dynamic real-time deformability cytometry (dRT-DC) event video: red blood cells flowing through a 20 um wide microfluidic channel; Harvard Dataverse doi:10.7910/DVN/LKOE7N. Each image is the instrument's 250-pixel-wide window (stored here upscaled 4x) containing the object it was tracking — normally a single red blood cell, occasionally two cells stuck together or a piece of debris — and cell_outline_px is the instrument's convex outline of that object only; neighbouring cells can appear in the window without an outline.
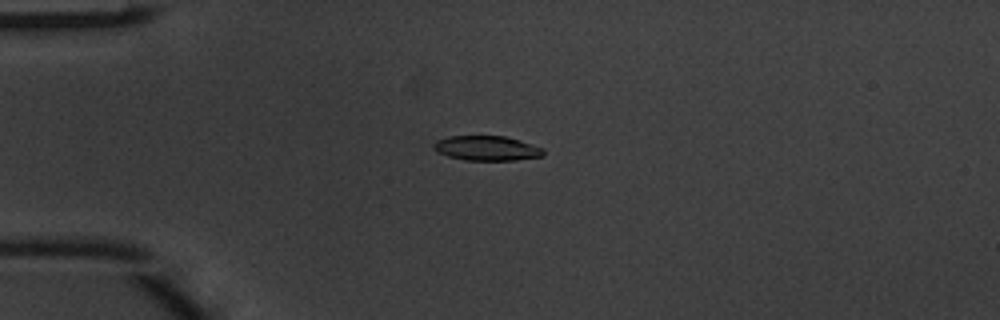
{"species": "common noctule bat (a hibernating species)", "species_latin": "Nyctalus noctula", "temperature_condition": "warm", "stored_images_in_passage": 7, "camera_frame_rate_fps": 3000, "um_per_image_px": 0.085, "animal": {"sex": "male", "body_mass_g": 20.1, "forearm_length_mm": 53.5}, "frame": {"image": 1, "passage_image": 4, "time_ms": 1.0, "image_size_px": [1000, 320], "cell_outline_px": [[544, 156], [516, 160], [468, 160], [448, 156], [436, 152], [432, 148], [432, 144], [436, 140], [448, 136], [504, 136], [520, 140], [544, 148]], "centroid_in_image_um": [41.37, 12.59], "position_along_channel_um": 43.6, "area_um2": 15.95}}
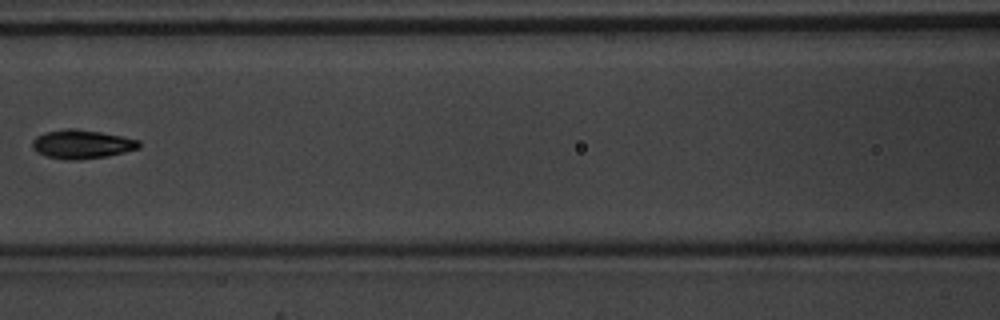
{"frame": {"image": 2, "passage_image": 7, "time_ms": 2.0, "image_size_px": [1000, 320], "cell_outline_px": [[140, 148], [124, 152], [104, 156], [76, 160], [68, 160], [48, 156], [36, 152], [32, 148], [32, 140], [36, 136], [44, 132], [68, 128], [72, 128], [100, 132], [140, 140]], "centroid_in_image_um": [6.92, 12.25], "position_along_channel_um": 159.7, "area_um2": 17.74}}